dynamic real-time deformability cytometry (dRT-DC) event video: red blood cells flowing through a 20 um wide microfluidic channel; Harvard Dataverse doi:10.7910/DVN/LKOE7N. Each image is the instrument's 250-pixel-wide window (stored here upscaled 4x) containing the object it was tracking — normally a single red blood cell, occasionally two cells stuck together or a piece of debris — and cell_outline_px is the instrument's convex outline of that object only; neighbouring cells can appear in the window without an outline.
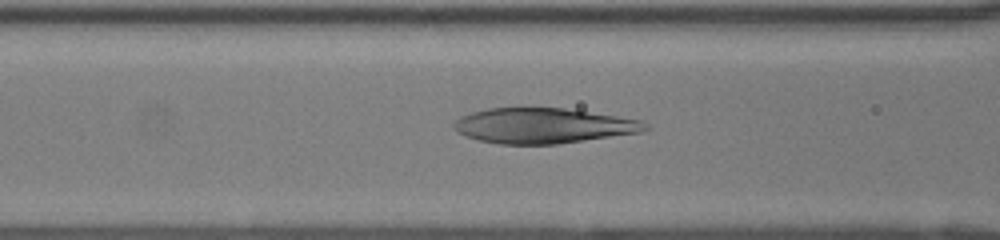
{"species": "human", "species_latin": "Homo sapiens", "temperature_condition": "room temperature", "stored_images_in_passage": 51, "camera_frame_rate_fps": 3000, "um_per_image_px": 0.085, "donor": {"sex": "female"}, "frame": {"image": 1, "passage_image": 22, "time_ms": 7.0, "image_size_px": [1000, 240], "cell_outline_px": [[648, 128], [640, 132], [556, 144], [500, 144], [480, 140], [456, 132], [452, 128], [452, 124], [460, 116], [472, 112], [488, 108], [564, 108], [616, 116], [640, 120], [648, 124]], "centroid_in_image_um": [46.12, 10.68], "position_along_channel_um": 120.5, "area_um2": 38.96}}
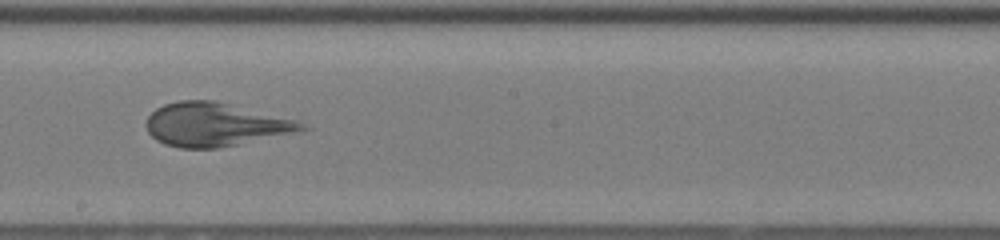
{"frame": {"image": 2, "passage_image": 30, "time_ms": 9.667, "image_size_px": [1000, 240], "cell_outline_px": [[312, 128], [236, 144], [216, 148], [180, 148], [164, 144], [156, 140], [148, 132], [144, 124], [148, 116], [156, 108], [164, 104], [176, 100], [216, 100], [296, 120]], "centroid_in_image_um": [18.21, 10.57], "position_along_channel_um": 230.0, "area_um2": 39.19}}
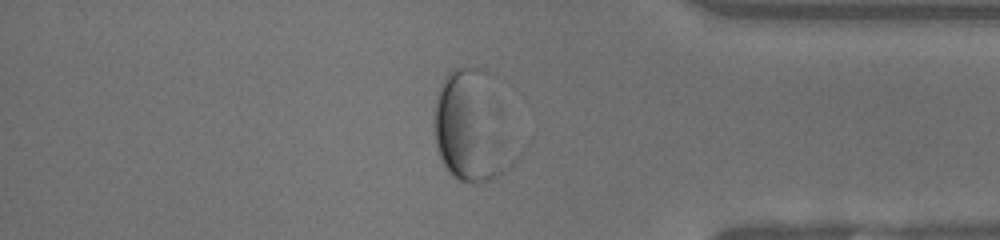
{"frame": {"image": 3, "passage_image": 43, "time_ms": 14.0, "image_size_px": [1000, 240], "cell_outline_px": [[520, 156], [508, 168], [496, 176], [488, 180], [460, 180], [452, 176], [448, 172], [440, 156], [436, 144], [436, 100], [440, 84], [448, 72], [452, 68], [476, 68]], "centroid_in_image_um": [40.04, 10.94], "position_along_channel_um": 395.2, "area_um2": 48.21}, "authors_computed_cell_mechanics": {"area_um2": 49.8814, "velocity_mm_per_s": 4.1092, "shape_relaxation_time_tau1_ms": 5.5088, "shape_relaxation_time_tau2_ms": null, "deformation_change_tau1": 0.3126, "deformation_change_tau2": null}}